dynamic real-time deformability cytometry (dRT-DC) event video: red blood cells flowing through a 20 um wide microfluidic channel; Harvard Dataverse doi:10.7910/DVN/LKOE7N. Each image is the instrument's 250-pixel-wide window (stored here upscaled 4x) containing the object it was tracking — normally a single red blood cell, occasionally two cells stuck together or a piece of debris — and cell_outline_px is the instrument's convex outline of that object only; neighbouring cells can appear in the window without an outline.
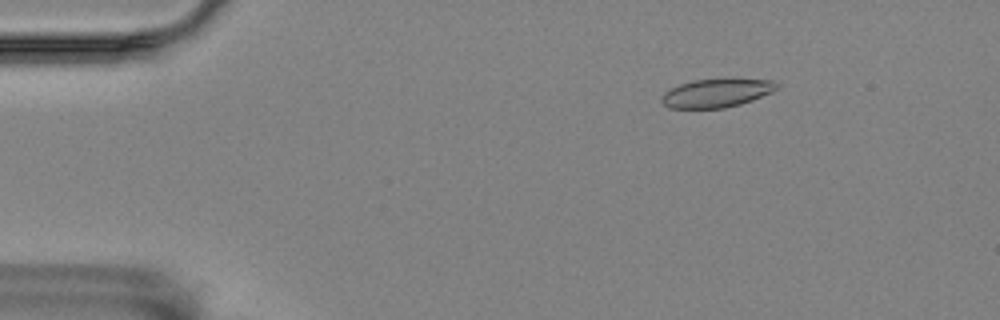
{"species": "Egyptian fruit bat (a non-hibernating species)", "species_latin": "Rousettus aegyptiacus", "temperature_condition": "room temperature", "stored_images_in_passage": 57, "camera_frame_rate_fps": 3000, "um_per_image_px": 0.085, "animal": {"sex": "female"}, "frame": {"image": 1, "passage_image": 8, "time_ms": 2.333, "image_size_px": [1000, 320], "cell_outline_px": [[780, 84], [772, 92], [752, 100], [740, 104], [724, 108], [668, 108], [660, 100], [660, 96], [664, 92], [680, 84], [692, 80], [776, 80]], "centroid_in_image_um": [60.88, 7.92], "position_along_channel_um": 24.1, "area_um2": 18.84}}
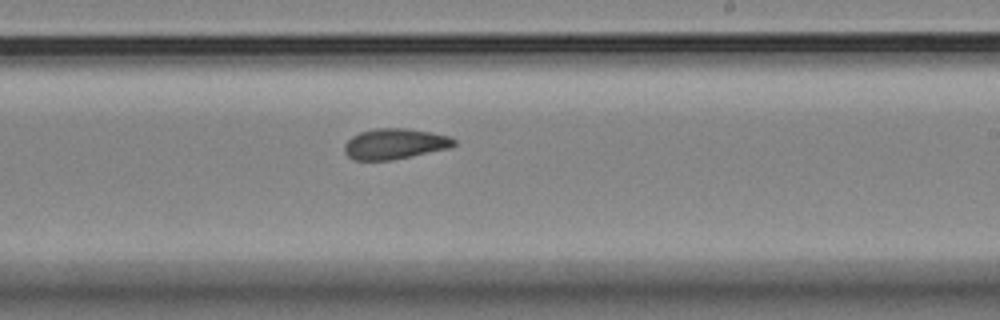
{"frame": {"image": 2, "passage_image": 34, "time_ms": 11.0, "image_size_px": [1000, 320], "cell_outline_px": [[456, 144], [448, 148], [412, 156], [392, 160], [352, 160], [344, 152], [344, 144], [352, 136], [360, 132], [376, 128], [404, 128], [432, 132], [448, 136], [456, 140]], "centroid_in_image_um": [33.53, 12.23], "position_along_channel_um": 255.5, "area_um2": 19.54}}
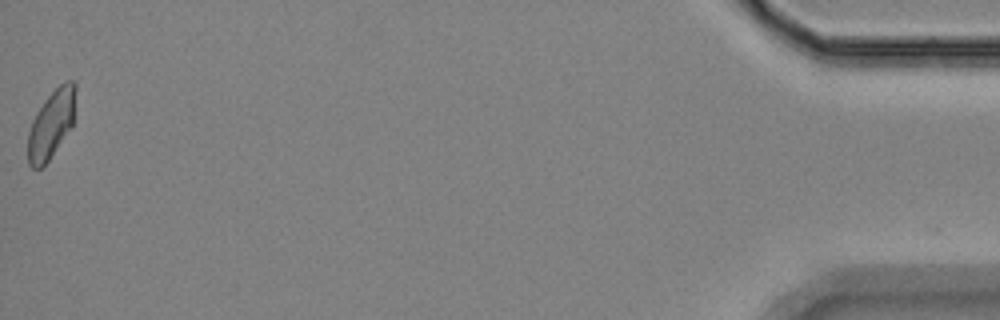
{"frame": {"image": 3, "passage_image": 57, "time_ms": 18.667, "image_size_px": [1000, 320], "cell_outline_px": [[76, 92], [72, 128], [48, 160], [40, 168], [32, 168], [28, 164], [28, 132], [32, 120], [36, 112], [44, 100], [64, 80], [76, 80]], "centroid_in_image_um": [4.37, 10.51], "position_along_channel_um": 430.8, "area_um2": 19.07}, "authors_computed_cell_mechanics": {"area_um2": 19.8254, "velocity_mm_per_s": 3.4945, "shape_relaxation_time_tau1_ms": null, "shape_relaxation_time_tau2_ms": 1.9158, "deformation_change_tau1": null, "deformation_change_tau2": 0.0686}}